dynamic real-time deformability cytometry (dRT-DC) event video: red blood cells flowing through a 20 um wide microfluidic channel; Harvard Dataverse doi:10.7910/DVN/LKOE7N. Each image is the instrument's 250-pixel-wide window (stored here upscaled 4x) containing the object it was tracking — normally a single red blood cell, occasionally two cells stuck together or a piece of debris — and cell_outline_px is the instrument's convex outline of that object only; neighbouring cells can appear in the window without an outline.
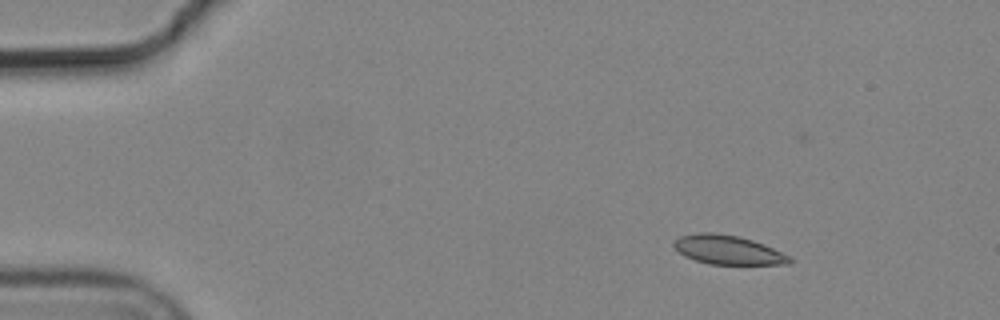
{"species": "common noctule bat (a hibernating species)", "species_latin": "Nyctalus noctula", "temperature_condition": "cold", "stored_images_in_passage": 9, "camera_frame_rate_fps": 3000, "um_per_image_px": 0.085, "animal": {"sex": "male", "body_mass_g": 19.2, "forearm_length_mm": 51.8}, "frame": {"image": 1, "passage_image": 3, "time_ms": 0.667, "image_size_px": [1000, 320], "cell_outline_px": [[792, 264], [708, 264], [684, 256], [672, 244], [680, 236], [700, 232], [712, 232], [736, 236], [752, 240], [764, 244], [792, 256]], "centroid_in_image_um": [61.92, 21.24], "position_along_channel_um": 23.1, "area_um2": 19.54}}
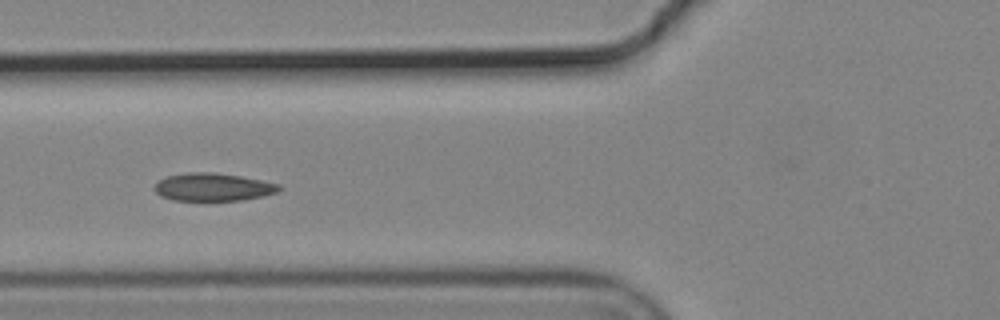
{"frame": {"image": 2, "passage_image": 7, "time_ms": 2.0, "image_size_px": [1000, 320], "cell_outline_px": [[280, 188], [276, 192], [264, 196], [244, 200], [172, 200], [160, 196], [152, 188], [160, 180], [168, 176], [184, 172], [216, 172], [240, 176], [280, 184]], "centroid_in_image_um": [18.08, 15.9], "position_along_channel_um": 107.7, "area_um2": 20.23}}
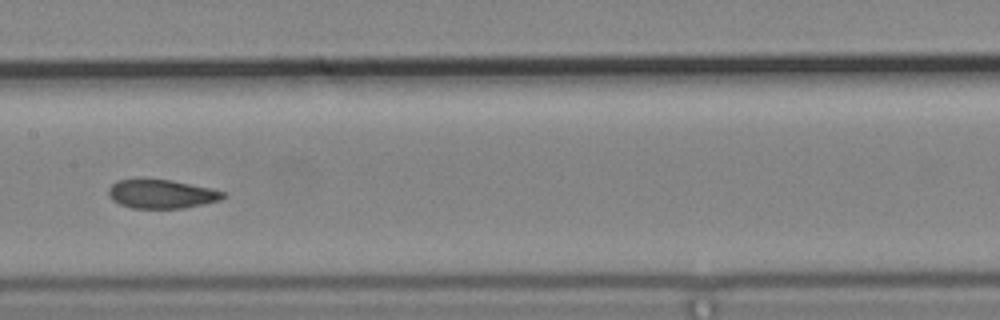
{"frame": {"image": 3, "passage_image": 9, "time_ms": 2.667, "image_size_px": [1000, 320], "cell_outline_px": [[224, 196], [220, 200], [184, 208], [132, 208], [120, 204], [112, 200], [108, 192], [108, 188], [116, 180], [172, 180], [208, 188], [224, 192]], "centroid_in_image_um": [13.69, 16.5], "position_along_channel_um": 193.7, "area_um2": 18.84}}